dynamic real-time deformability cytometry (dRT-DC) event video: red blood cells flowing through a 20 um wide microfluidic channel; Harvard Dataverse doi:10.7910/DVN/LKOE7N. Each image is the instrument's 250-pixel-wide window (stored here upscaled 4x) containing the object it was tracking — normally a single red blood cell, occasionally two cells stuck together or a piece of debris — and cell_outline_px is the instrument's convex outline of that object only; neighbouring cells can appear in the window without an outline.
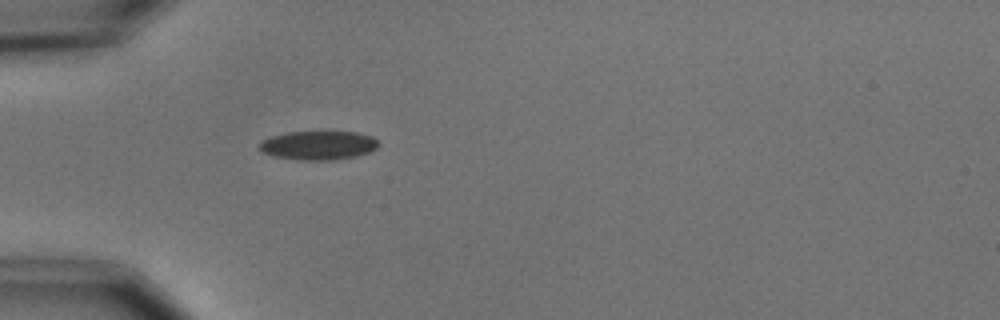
{"species": "common noctule bat (a hibernating species)", "species_latin": "Nyctalus noctula", "temperature_condition": "cold", "stored_images_in_passage": 1, "camera_frame_rate_fps": 3000, "um_per_image_px": 0.085, "animal": {"sex": "male", "body_mass_g": 15.6}, "frame": {"image": 1, "passage_image": 1, "time_ms": 0.0, "image_size_px": [1000, 320], "cell_outline_px": [[380, 144], [376, 148], [368, 152], [356, 156], [332, 160], [300, 160], [276, 156], [264, 152], [260, 148], [260, 144], [264, 140], [272, 136], [288, 132], [356, 132], [372, 136]], "centroid_in_image_um": [27.1, 12.35], "position_along_channel_um": 57.9, "area_um2": 19.71}}